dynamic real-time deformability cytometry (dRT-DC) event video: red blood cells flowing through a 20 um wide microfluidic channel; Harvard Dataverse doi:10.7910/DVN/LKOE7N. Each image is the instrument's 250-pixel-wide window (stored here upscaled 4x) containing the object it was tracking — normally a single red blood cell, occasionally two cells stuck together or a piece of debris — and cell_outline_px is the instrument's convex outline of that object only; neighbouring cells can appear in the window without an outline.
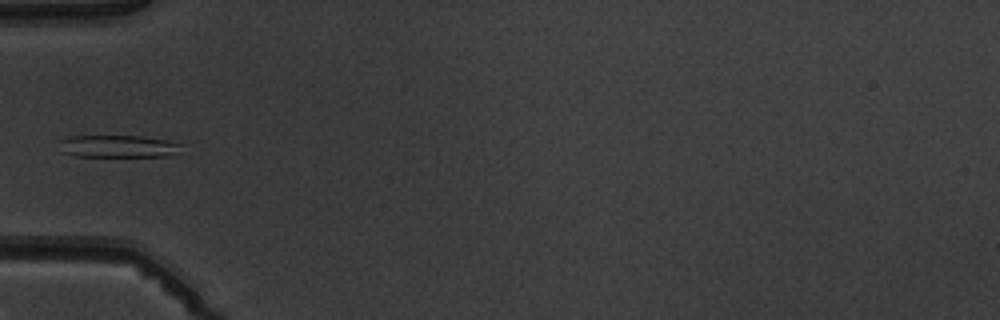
{"species": "common noctule bat (a hibernating species)", "species_latin": "Nyctalus noctula", "temperature_condition": "warm", "stored_images_in_passage": 4, "camera_frame_rate_fps": 3000, "um_per_image_px": 0.085, "animal": {"sex": "male", "body_mass_g": 19.5, "forearm_length_mm": 54.6}, "frame": {"image": 1, "passage_image": 4, "time_ms": 4.333, "image_size_px": [1000, 320], "cell_outline_px": [[184, 144], [176, 152], [168, 156], [76, 156], [60, 152], [56, 140], [72, 136], [140, 136], [168, 140]], "centroid_in_image_um": [9.96, 12.43], "position_along_channel_um": 75.0, "area_um2": 16.07}}